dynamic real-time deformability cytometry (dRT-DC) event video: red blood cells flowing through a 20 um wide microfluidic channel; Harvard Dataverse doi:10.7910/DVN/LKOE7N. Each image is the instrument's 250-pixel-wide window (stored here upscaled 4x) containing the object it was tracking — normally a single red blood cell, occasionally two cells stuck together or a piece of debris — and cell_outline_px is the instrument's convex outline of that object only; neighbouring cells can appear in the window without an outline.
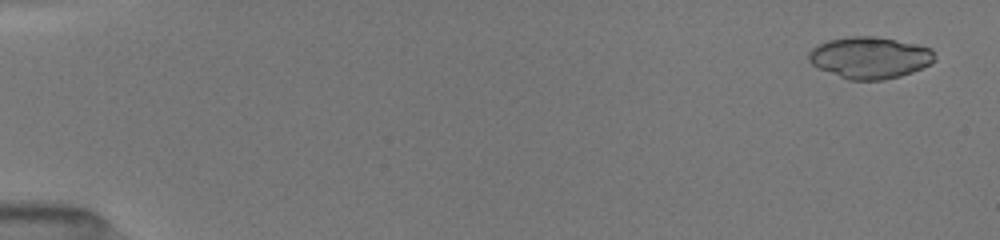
{"species": "common noctule bat (a hibernating species)", "species_latin": "Nyctalus noctula", "temperature_condition": "room temperature", "stored_images_in_passage": 41, "camera_frame_rate_fps": 3000, "um_per_image_px": 0.085, "animal": {"sex": "female", "body_mass_g": 19.5, "forearm_length_mm": 54.1}, "frame": {"image": 1, "passage_image": 2, "time_ms": 0.667, "image_size_px": [1000, 240], "cell_outline_px": [[936, 60], [912, 72], [900, 76], [884, 80], [848, 80], [816, 68], [808, 60], [808, 52], [816, 44], [828, 40], [852, 36], [876, 36], [916, 44], [932, 48], [936, 56]], "centroid_in_image_um": [73.9, 4.9], "position_along_channel_um": 11.1, "area_um2": 30.87}}